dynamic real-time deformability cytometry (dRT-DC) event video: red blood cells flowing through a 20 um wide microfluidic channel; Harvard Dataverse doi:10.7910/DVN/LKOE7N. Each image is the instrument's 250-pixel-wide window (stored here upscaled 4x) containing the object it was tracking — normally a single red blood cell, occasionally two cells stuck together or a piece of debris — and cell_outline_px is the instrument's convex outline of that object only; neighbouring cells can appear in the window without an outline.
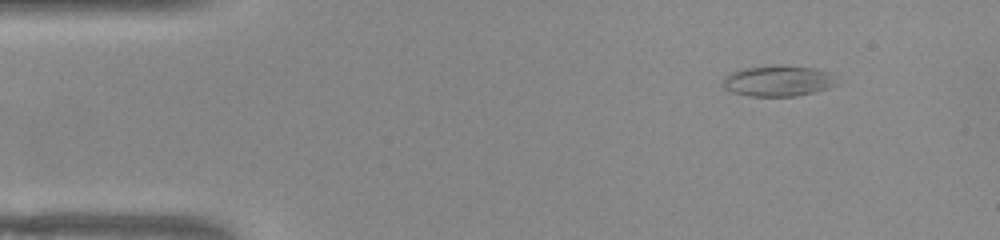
{"species": "common noctule bat (a hibernating species)", "species_latin": "Nyctalus noctula", "temperature_condition": "warm", "stored_images_in_passage": 47, "camera_frame_rate_fps": 3000, "um_per_image_px": 0.085, "animal": {"sex": "female", "body_mass_g": 22.0, "forearm_length_mm": 56.7}, "frame": {"image": 1, "passage_image": 1, "time_ms": 0.0, "image_size_px": [1000, 240], "cell_outline_px": [[840, 84], [828, 88], [796, 96], [748, 96], [732, 92], [724, 88], [724, 76], [732, 72], [744, 68], [812, 68], [828, 72]], "centroid_in_image_um": [66.13, 6.93], "position_along_channel_um": 18.9, "area_um2": 19.48}}
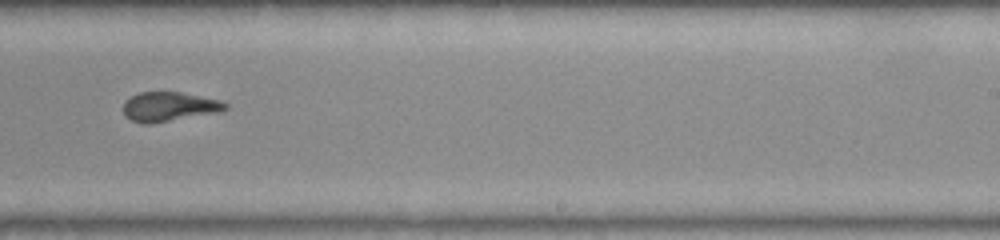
{"frame": {"image": 2, "passage_image": 27, "time_ms": 8.667, "image_size_px": [1000, 240], "cell_outline_px": [[228, 108], [220, 112], [148, 124], [144, 124], [132, 120], [124, 116], [124, 104], [132, 96], [140, 92], [180, 92], [220, 100], [228, 104]], "centroid_in_image_um": [14.4, 9.07], "position_along_channel_um": 274.6, "area_um2": 17.28}}
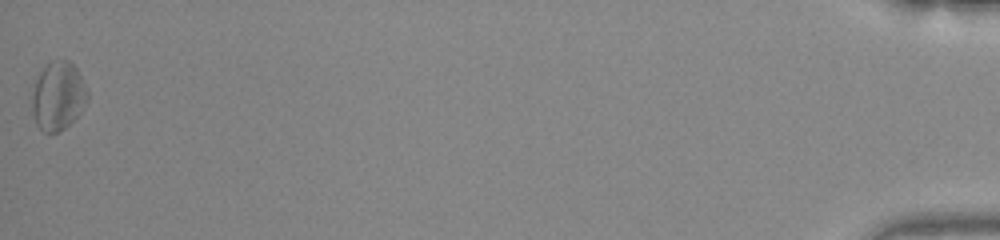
{"frame": {"image": 3, "passage_image": 47, "time_ms": 15.333, "image_size_px": [1000, 240], "cell_outline_px": [[88, 100], [80, 112], [64, 128], [56, 132], [44, 132], [36, 124], [32, 112], [32, 96], [36, 80], [40, 72], [52, 60], [68, 60], [76, 68], [88, 92]], "centroid_in_image_um": [4.93, 8.16], "position_along_channel_um": 430.3, "area_um2": 21.73}, "authors_computed_cell_mechanics": {"area_um2": 18.6694, "velocity_mm_per_s": 3.9114, "shape_relaxation_time_tau1_ms": null, "shape_relaxation_time_tau2_ms": 2.2574, "deformation_change_tau1": null, "deformation_change_tau2": 0.1017}}